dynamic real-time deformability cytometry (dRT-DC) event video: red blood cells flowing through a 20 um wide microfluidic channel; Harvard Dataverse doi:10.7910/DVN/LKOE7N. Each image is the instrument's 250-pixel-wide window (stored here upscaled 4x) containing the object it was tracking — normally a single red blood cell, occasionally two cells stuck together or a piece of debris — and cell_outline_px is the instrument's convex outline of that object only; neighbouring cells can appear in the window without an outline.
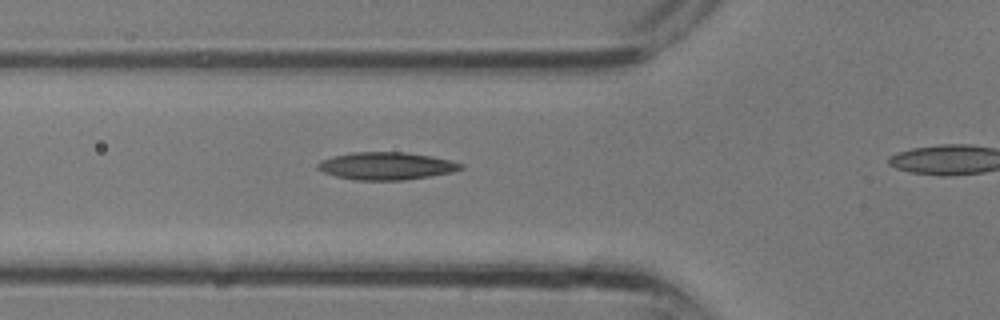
{"species": "common noctule bat (a hibernating species)", "species_latin": "Nyctalus noctula", "temperature_condition": "room temperature", "stored_images_in_passage": 4, "camera_frame_rate_fps": 3000, "um_per_image_px": 0.085, "animal": {"sex": "male", "body_mass_g": 13.3}, "frame": {"image": 1, "passage_image": 3, "time_ms": 0.667, "image_size_px": [1000, 320], "cell_outline_px": [[464, 168], [452, 172], [404, 180], [356, 180], [336, 176], [324, 172], [316, 168], [316, 164], [320, 160], [352, 152], [404, 152], [432, 156], [464, 164]], "centroid_in_image_um": [32.83, 14.1], "position_along_channel_um": 93.0, "area_um2": 22.83}}